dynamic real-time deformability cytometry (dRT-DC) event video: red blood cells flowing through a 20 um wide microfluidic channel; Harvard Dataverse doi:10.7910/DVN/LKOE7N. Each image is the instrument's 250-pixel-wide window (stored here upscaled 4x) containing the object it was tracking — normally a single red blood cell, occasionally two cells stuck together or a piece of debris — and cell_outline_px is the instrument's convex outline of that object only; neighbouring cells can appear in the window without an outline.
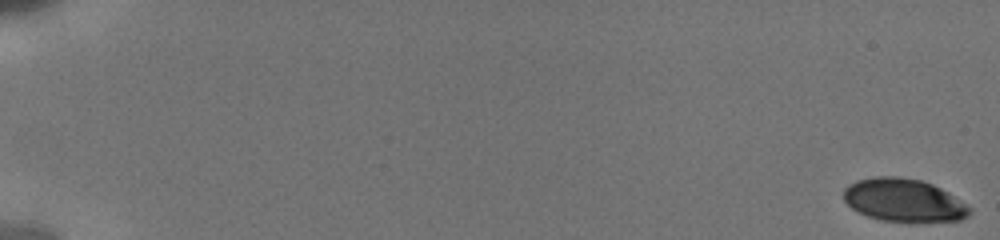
{"species": "human", "species_latin": "Homo sapiens", "temperature_condition": "cold", "stored_images_in_passage": 11, "camera_frame_rate_fps": 3000, "um_per_image_px": 0.085, "donor": {"sex": "male"}, "frame": {"image": 1, "passage_image": 1, "time_ms": 0.0, "image_size_px": [1000, 240], "cell_outline_px": [[972, 212], [968, 216], [960, 220], [880, 220], [868, 216], [852, 208], [844, 200], [844, 188], [848, 184], [856, 180], [872, 176], [900, 176], [920, 180], [932, 184], [948, 192], [972, 208]], "centroid_in_image_um": [76.8, 16.98], "position_along_channel_um": 8.2, "area_um2": 31.15}}
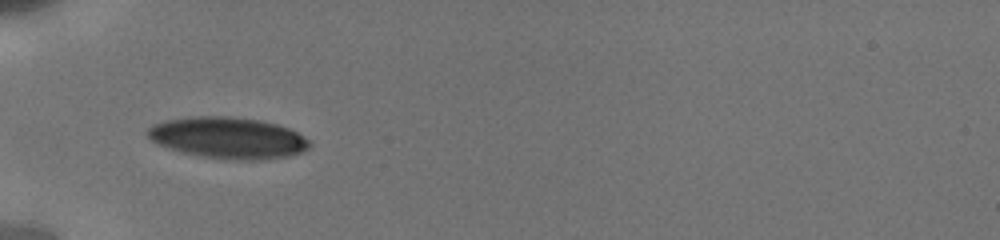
{"frame": {"image": 2, "passage_image": 10, "time_ms": 6.667, "image_size_px": [1000, 240], "cell_outline_px": [[312, 144], [304, 152], [288, 156], [260, 160], [236, 160], [204, 156], [180, 152], [168, 148], [152, 140], [148, 136], [148, 128], [152, 124], [164, 120], [192, 116], [224, 116], [256, 120], [276, 124], [288, 128], [304, 136]], "centroid_in_image_um": [19.39, 11.72], "position_along_channel_um": 65.6, "area_um2": 38.84}}
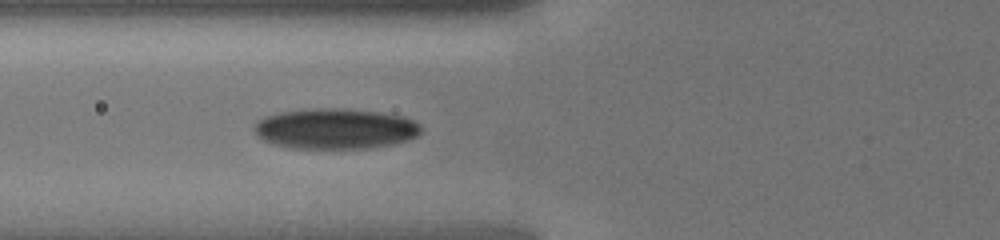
{"frame": {"image": 3, "passage_image": 11, "time_ms": 7.667, "image_size_px": [1000, 240], "cell_outline_px": [[420, 132], [416, 136], [408, 140], [392, 144], [364, 148], [292, 148], [272, 144], [256, 136], [252, 128], [264, 116], [280, 112], [312, 108], [348, 108], [380, 112], [404, 116], [420, 124]], "centroid_in_image_um": [28.48, 10.93], "position_along_channel_um": 97.3, "area_um2": 39.54}}